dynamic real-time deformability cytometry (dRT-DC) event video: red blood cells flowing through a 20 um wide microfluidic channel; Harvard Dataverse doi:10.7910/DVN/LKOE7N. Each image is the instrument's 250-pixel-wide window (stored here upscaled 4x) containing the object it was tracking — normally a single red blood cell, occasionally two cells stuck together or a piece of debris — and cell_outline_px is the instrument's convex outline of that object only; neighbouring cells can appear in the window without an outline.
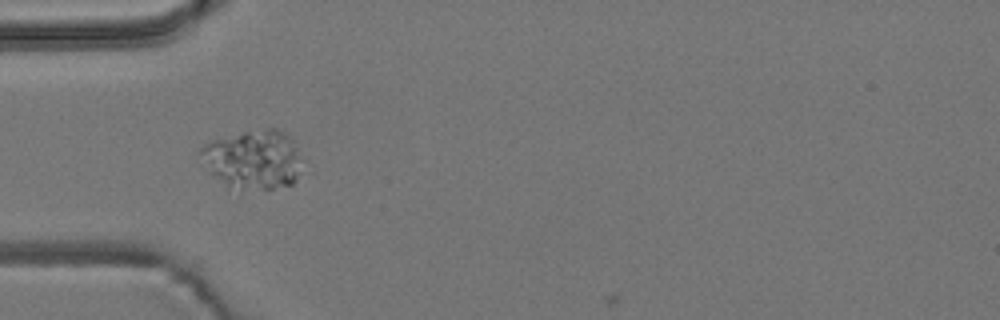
{"species": "common noctule bat (a hibernating species)", "species_latin": "Nyctalus noctula", "temperature_condition": "room temperature", "stored_images_in_passage": 3, "camera_frame_rate_fps": 3000, "um_per_image_px": 0.085, "animal": {"sex": "male", "body_mass_g": 19.2, "forearm_length_mm": 51.8}, "frame": {"image": 1, "passage_image": 2, "time_ms": 1.333, "image_size_px": [1000, 320], "cell_outline_px": [[304, 160], [292, 184], [272, 188], [228, 188], [208, 172], [200, 152], [200, 148], [204, 144], [212, 140], [244, 132], [268, 128], [276, 128], [292, 136]], "centroid_in_image_um": [21.55, 13.53], "position_along_channel_um": 63.4, "area_um2": 35.03}}
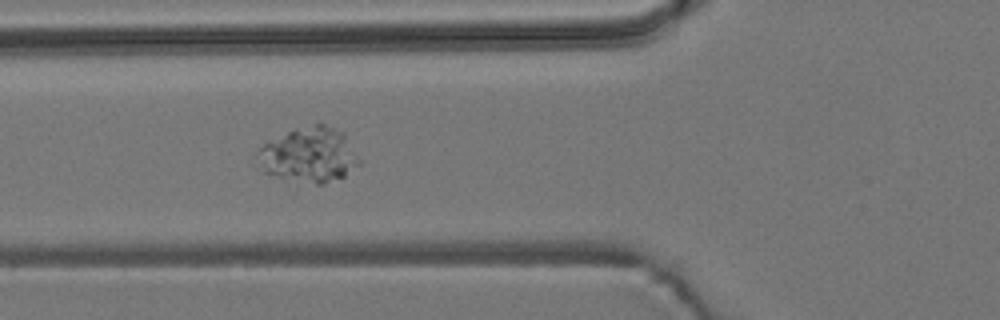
{"frame": {"image": 2, "passage_image": 3, "time_ms": 2.333, "image_size_px": [1000, 320], "cell_outline_px": [[360, 164], [344, 176], [324, 184], [316, 184], [276, 176], [264, 172], [256, 168], [252, 156], [264, 144], [292, 128], [316, 120], [320, 120], [344, 132], [360, 160]], "centroid_in_image_um": [26.22, 13.11], "position_along_channel_um": 99.6, "area_um2": 33.7}}